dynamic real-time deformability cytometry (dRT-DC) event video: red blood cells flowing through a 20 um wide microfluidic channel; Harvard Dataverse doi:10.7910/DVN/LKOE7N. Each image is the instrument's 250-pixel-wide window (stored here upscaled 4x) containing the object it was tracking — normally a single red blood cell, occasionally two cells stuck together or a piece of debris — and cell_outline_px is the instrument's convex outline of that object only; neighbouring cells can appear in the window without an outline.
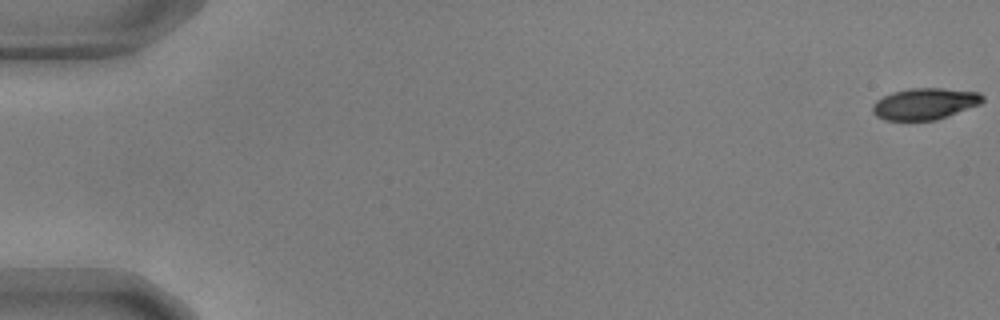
{"species": "common noctule bat (a hibernating species)", "species_latin": "Nyctalus noctula", "temperature_condition": "warm", "stored_images_in_passage": 8, "camera_frame_rate_fps": 3000, "um_per_image_px": 0.085, "animal": {"sex": "male", "body_mass_g": 17.9, "forearm_length_mm": 54.2}, "frame": {"image": 1, "passage_image": 1, "time_ms": 0.0, "image_size_px": [1000, 320], "cell_outline_px": [[984, 100], [980, 104], [948, 116], [936, 120], [884, 120], [876, 116], [872, 112], [872, 104], [876, 100], [892, 92], [912, 88], [944, 88], [980, 92], [984, 96]], "centroid_in_image_um": [78.61, 8.82], "position_along_channel_um": 6.4, "area_um2": 20.29}}